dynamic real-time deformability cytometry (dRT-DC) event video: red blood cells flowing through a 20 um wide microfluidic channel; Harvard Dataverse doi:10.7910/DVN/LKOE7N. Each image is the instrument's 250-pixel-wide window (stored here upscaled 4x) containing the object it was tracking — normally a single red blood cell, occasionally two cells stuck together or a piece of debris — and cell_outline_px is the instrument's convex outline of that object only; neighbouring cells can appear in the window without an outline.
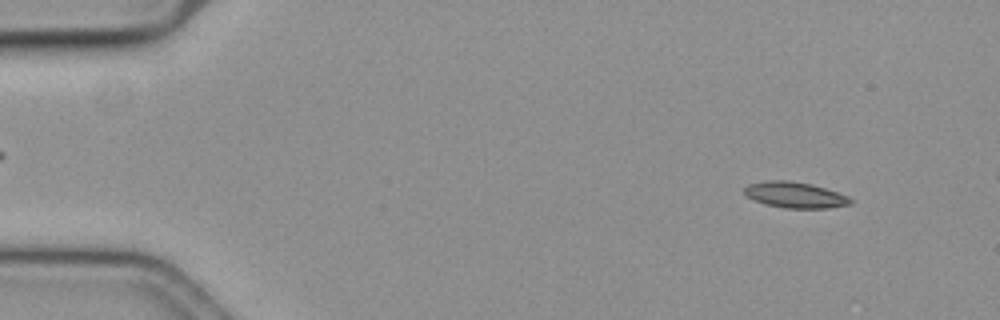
{"species": "common noctule bat (a hibernating species)", "species_latin": "Nyctalus noctula", "temperature_condition": "cold", "stored_images_in_passage": 18, "camera_frame_rate_fps": 3000, "um_per_image_px": 0.085, "animal": {"sex": "female", "body_mass_g": 19.3, "forearm_length_mm": 54.1}, "frame": {"image": 1, "passage_image": 6, "time_ms": 1.667, "image_size_px": [1000, 320], "cell_outline_px": [[852, 204], [828, 208], [784, 208], [764, 204], [748, 196], [744, 192], [744, 188], [748, 184], [772, 180], [788, 180], [808, 184], [824, 188], [848, 196], [852, 200]], "centroid_in_image_um": [67.58, 16.58], "position_along_channel_um": 17.4, "area_um2": 15.78}}